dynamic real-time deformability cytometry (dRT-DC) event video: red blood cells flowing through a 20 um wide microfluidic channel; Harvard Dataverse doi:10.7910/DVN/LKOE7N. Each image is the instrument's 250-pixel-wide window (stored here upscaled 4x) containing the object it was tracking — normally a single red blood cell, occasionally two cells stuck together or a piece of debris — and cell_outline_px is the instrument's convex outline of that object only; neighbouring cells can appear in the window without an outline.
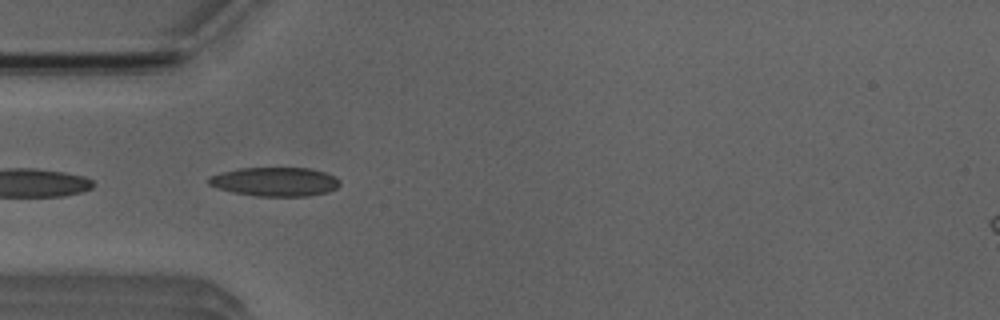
{"species": "Egyptian fruit bat (a non-hibernating species)", "species_latin": "Rousettus aegyptiacus", "temperature_condition": "room temperature", "stored_images_in_passage": 6, "camera_frame_rate_fps": 3000, "um_per_image_px": 0.085, "animal": {"sex": "male"}, "frame": {"image": 1, "passage_image": 4, "time_ms": 3.333, "image_size_px": [1000, 320], "cell_outline_px": [[340, 184], [336, 188], [328, 192], [308, 196], [256, 196], [232, 192], [208, 184], [208, 180], [212, 176], [224, 172], [240, 168], [308, 168], [324, 172], [336, 176], [340, 180]], "centroid_in_image_um": [23.43, 15.45], "position_along_channel_um": 61.6, "area_um2": 21.96}}